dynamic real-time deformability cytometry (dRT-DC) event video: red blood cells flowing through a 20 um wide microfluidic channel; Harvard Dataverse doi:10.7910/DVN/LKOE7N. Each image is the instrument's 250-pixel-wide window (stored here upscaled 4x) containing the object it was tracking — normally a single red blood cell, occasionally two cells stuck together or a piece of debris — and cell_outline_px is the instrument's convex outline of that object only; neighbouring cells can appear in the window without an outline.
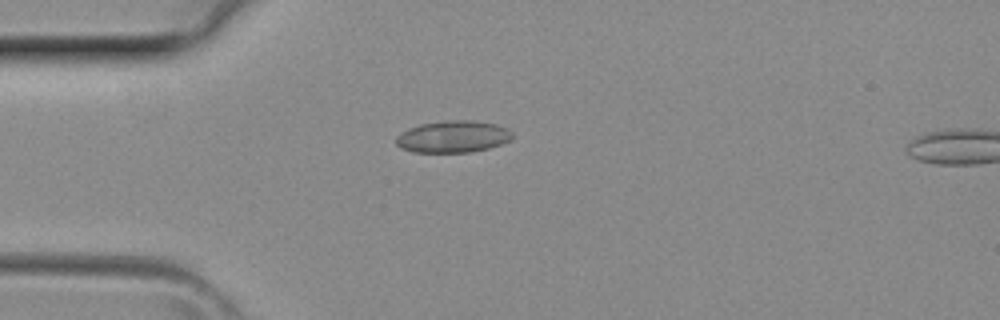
{"species": "common noctule bat (a hibernating species)", "species_latin": "Nyctalus noctula", "temperature_condition": "room temperature", "stored_images_in_passage": 2, "camera_frame_rate_fps": 3000, "um_per_image_px": 0.085, "animal": {"sex": "female", "body_mass_g": 29.2, "forearm_length_mm": 56.3}, "frame": {"image": 1, "passage_image": 1, "time_ms": 0.0, "image_size_px": [1000, 320], "cell_outline_px": [[512, 136], [508, 140], [500, 144], [488, 148], [472, 152], [412, 152], [400, 148], [396, 144], [396, 136], [400, 132], [408, 128], [420, 124], [448, 120], [472, 120], [496, 124], [512, 132]], "centroid_in_image_um": [38.44, 11.61], "position_along_channel_um": 46.6, "area_um2": 21.56}}